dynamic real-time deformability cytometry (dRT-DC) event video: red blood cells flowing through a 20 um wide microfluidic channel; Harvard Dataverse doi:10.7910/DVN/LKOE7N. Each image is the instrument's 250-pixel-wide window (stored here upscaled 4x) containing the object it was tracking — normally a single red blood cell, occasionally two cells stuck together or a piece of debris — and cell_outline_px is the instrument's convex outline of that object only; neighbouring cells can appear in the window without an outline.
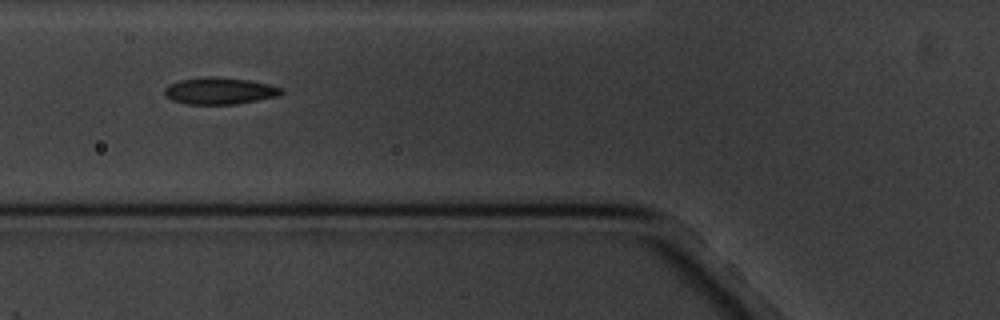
{"species": "common noctule bat (a hibernating species)", "species_latin": "Nyctalus noctula", "temperature_condition": "cold", "stored_images_in_passage": 9, "camera_frame_rate_fps": 3000, "um_per_image_px": 0.085, "animal": {"sex": "male", "body_mass_g": 20.1, "forearm_length_mm": 53.5}, "frame": {"image": 1, "passage_image": 6, "time_ms": 5.667, "image_size_px": [1000, 320], "cell_outline_px": [[284, 92], [280, 96], [236, 104], [184, 104], [172, 100], [164, 96], [164, 88], [168, 84], [180, 80], [208, 76], [216, 76], [248, 80], [268, 84], [284, 88]], "centroid_in_image_um": [18.66, 7.72], "position_along_channel_um": 107.1, "area_um2": 18.5}}
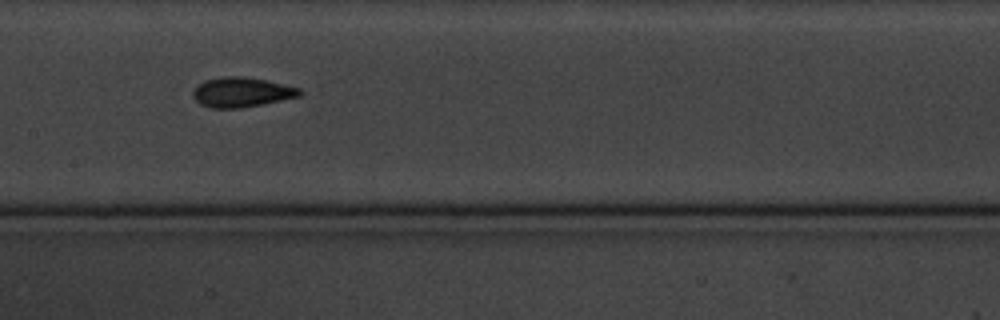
{"frame": {"image": 2, "passage_image": 8, "time_ms": 8.0, "image_size_px": [1000, 320], "cell_outline_px": [[304, 92], [300, 96], [240, 108], [212, 108], [200, 104], [192, 96], [192, 92], [204, 80], [224, 76], [244, 76], [268, 80], [300, 88]], "centroid_in_image_um": [20.55, 7.82], "position_along_channel_um": 186.9, "area_um2": 18.5}}
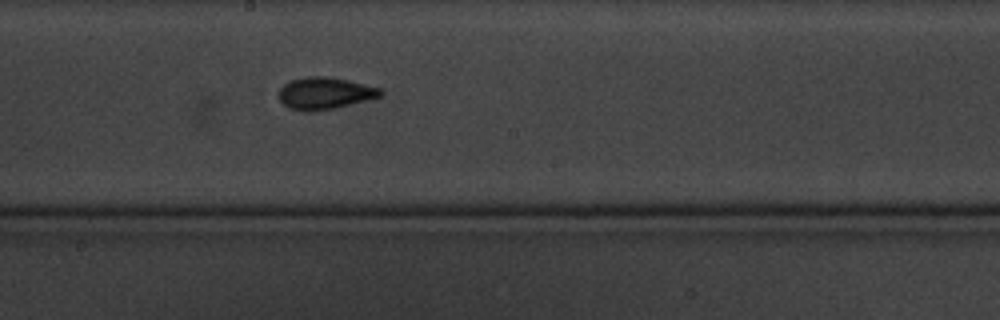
{"frame": {"image": 3, "passage_image": 9, "time_ms": 9.0, "image_size_px": [1000, 320], "cell_outline_px": [[384, 92], [380, 96], [332, 108], [304, 112], [288, 108], [280, 100], [280, 88], [284, 84], [292, 80], [308, 76], [324, 76], [348, 80], [380, 88]], "centroid_in_image_um": [27.58, 7.91], "position_along_channel_um": 220.6, "area_um2": 18.5}}